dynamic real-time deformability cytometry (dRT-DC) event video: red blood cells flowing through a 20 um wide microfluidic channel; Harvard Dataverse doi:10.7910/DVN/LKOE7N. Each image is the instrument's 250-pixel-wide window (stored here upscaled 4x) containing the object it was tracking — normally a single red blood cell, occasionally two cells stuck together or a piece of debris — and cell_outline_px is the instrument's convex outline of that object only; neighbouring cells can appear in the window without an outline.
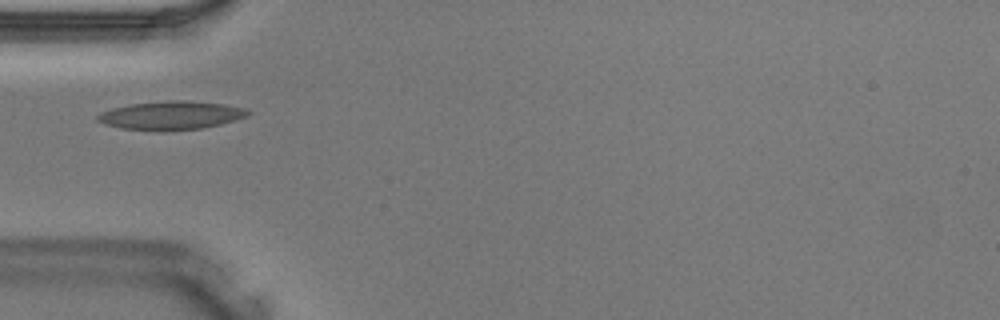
{"species": "Egyptian fruit bat (a non-hibernating species)", "species_latin": "Rousettus aegyptiacus", "temperature_condition": "warm", "stored_images_in_passage": 29, "camera_frame_rate_fps": 3000, "um_per_image_px": 0.085, "animal": {"sex": "male"}, "frame": {"image": 1, "passage_image": 1, "time_ms": 0.0, "image_size_px": [1000, 320], "cell_outline_px": [[252, 112], [248, 116], [236, 120], [204, 128], [164, 132], [156, 132], [120, 128], [104, 124], [96, 120], [96, 116], [100, 112], [112, 108], [132, 104], [168, 100], [180, 100], [224, 104], [244, 108]], "centroid_in_image_um": [14.52, 9.83], "position_along_channel_um": 70.5, "area_um2": 25.37}}
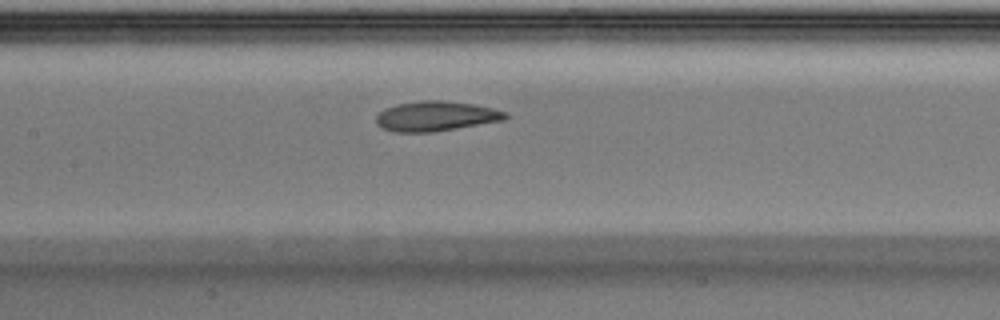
{"frame": {"image": 2, "passage_image": 7, "time_ms": 2.0, "image_size_px": [1000, 320], "cell_outline_px": [[508, 116], [504, 120], [432, 132], [392, 132], [380, 128], [376, 124], [376, 116], [384, 108], [396, 104], [424, 100], [440, 100], [472, 104], [492, 108], [508, 112]], "centroid_in_image_um": [37.0, 9.88], "position_along_channel_um": 170.4, "area_um2": 22.54}}
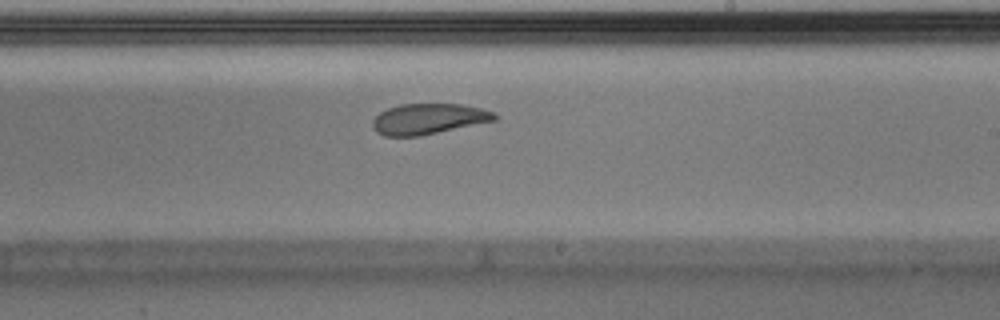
{"frame": {"image": 3, "passage_image": 12, "time_ms": 3.667, "image_size_px": [1000, 320], "cell_outline_px": [[496, 120], [420, 136], [384, 136], [376, 132], [372, 128], [372, 120], [380, 112], [388, 108], [400, 104], [460, 104], [480, 108], [492, 112], [496, 116]], "centroid_in_image_um": [36.36, 10.11], "position_along_channel_um": 252.6, "area_um2": 21.68}}